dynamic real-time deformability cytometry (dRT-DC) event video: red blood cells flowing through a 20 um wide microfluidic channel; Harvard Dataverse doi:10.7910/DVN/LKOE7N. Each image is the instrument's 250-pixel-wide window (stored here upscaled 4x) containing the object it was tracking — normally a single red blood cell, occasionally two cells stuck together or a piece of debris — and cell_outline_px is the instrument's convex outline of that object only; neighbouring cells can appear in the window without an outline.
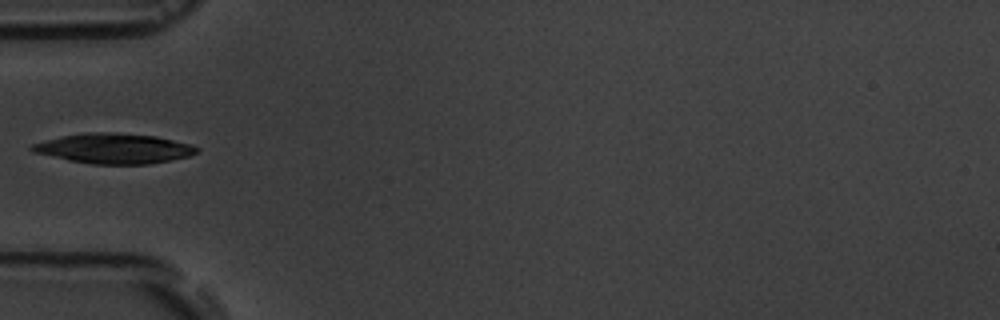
{"species": "common noctule bat (a hibernating species)", "species_latin": "Nyctalus noctula", "temperature_condition": "room temperature", "stored_images_in_passage": 4, "camera_frame_rate_fps": 3000, "um_per_image_px": 0.085, "animal": {"sex": "male", "body_mass_g": 19.5, "forearm_length_mm": 54.6}, "frame": {"image": 1, "passage_image": 3, "time_ms": 2.333, "image_size_px": [1000, 320], "cell_outline_px": [[200, 152], [188, 156], [148, 164], [92, 164], [68, 160], [32, 152], [28, 148], [32, 144], [44, 140], [84, 132], [112, 132], [156, 136], [192, 144], [200, 148]], "centroid_in_image_um": [9.68, 12.61], "position_along_channel_um": 75.3, "area_um2": 28.96}}
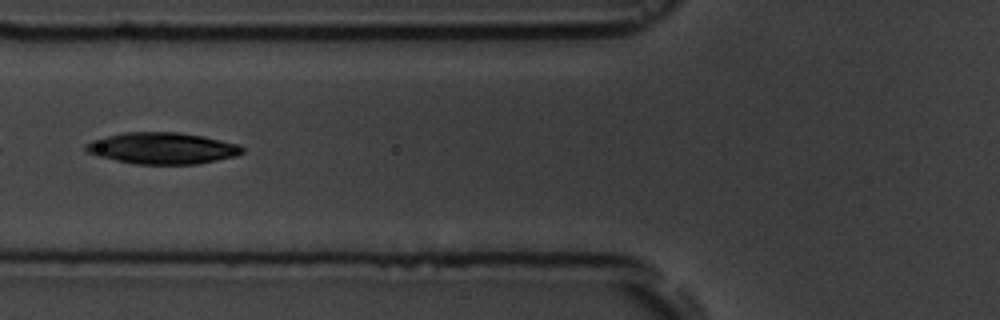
{"frame": {"image": 2, "passage_image": 4, "time_ms": 3.333, "image_size_px": [1000, 320], "cell_outline_px": [[244, 152], [236, 156], [196, 164], [132, 164], [96, 156], [88, 152], [84, 148], [84, 144], [92, 140], [124, 132], [176, 132], [204, 136], [240, 144], [244, 148]], "centroid_in_image_um": [13.79, 12.6], "position_along_channel_um": 112.0, "area_um2": 28.84}}